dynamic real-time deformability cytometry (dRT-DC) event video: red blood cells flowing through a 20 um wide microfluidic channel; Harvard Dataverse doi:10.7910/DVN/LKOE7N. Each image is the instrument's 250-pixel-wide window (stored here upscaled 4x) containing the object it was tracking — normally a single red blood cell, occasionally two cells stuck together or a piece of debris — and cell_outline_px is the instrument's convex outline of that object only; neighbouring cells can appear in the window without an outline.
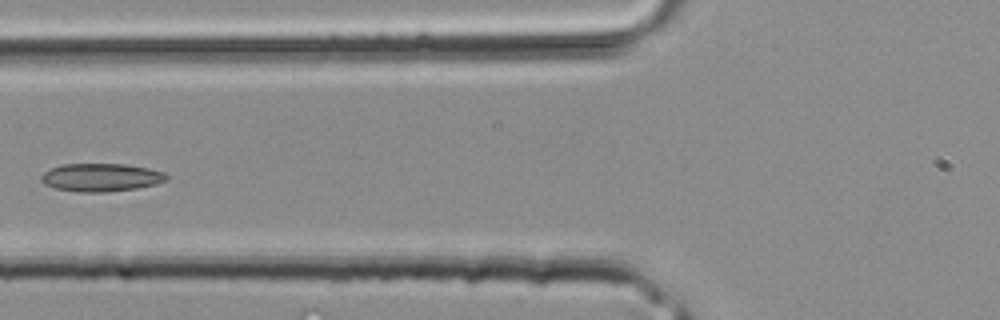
{"species": "common noctule bat (a hibernating species)", "species_latin": "Nyctalus noctula", "temperature_condition": "room temperature", "stored_images_in_passage": 4, "camera_frame_rate_fps": 3000, "um_per_image_px": 0.085, "animal": {"sex": "male", "body_mass_g": 20.4}, "frame": {"image": 1, "passage_image": 4, "time_ms": 1.0, "image_size_px": [1000, 320], "cell_outline_px": [[168, 180], [156, 184], [136, 188], [104, 192], [80, 192], [56, 188], [44, 184], [40, 180], [40, 176], [44, 172], [52, 168], [64, 164], [124, 164], [148, 168], [164, 172], [168, 176]], "centroid_in_image_um": [8.59, 15.08], "position_along_channel_um": 117.2, "area_um2": 20.4}}